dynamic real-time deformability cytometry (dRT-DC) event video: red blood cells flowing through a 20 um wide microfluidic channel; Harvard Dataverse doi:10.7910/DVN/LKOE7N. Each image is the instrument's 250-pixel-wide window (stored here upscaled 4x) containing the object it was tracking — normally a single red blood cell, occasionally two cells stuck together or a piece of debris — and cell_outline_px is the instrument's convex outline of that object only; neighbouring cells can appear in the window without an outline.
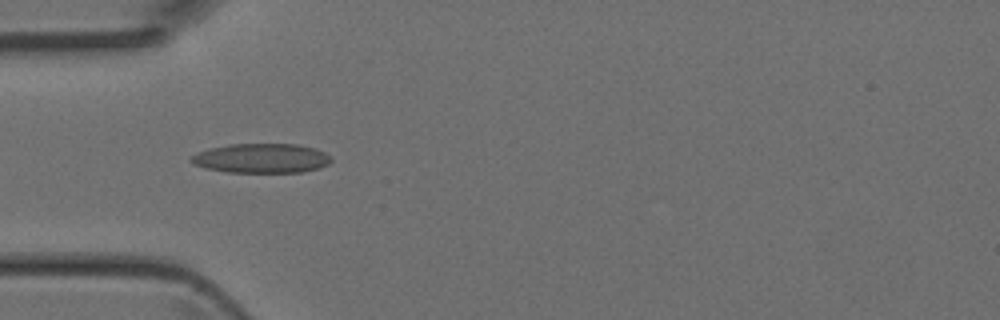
{"species": "Egyptian fruit bat (a non-hibernating species)", "species_latin": "Rousettus aegyptiacus", "temperature_condition": "room temperature", "stored_images_in_passage": 6, "camera_frame_rate_fps": 3000, "um_per_image_px": 0.085, "animal": {"sex": "female"}, "frame": {"image": 1, "passage_image": 5, "time_ms": 1.333, "image_size_px": [1000, 320], "cell_outline_px": [[332, 160], [328, 164], [320, 168], [300, 172], [228, 172], [204, 168], [192, 164], [188, 160], [192, 156], [208, 148], [232, 144], [296, 144], [316, 148], [324, 152]], "centroid_in_image_um": [22.2, 13.45], "position_along_channel_um": 62.8, "area_um2": 24.04}}